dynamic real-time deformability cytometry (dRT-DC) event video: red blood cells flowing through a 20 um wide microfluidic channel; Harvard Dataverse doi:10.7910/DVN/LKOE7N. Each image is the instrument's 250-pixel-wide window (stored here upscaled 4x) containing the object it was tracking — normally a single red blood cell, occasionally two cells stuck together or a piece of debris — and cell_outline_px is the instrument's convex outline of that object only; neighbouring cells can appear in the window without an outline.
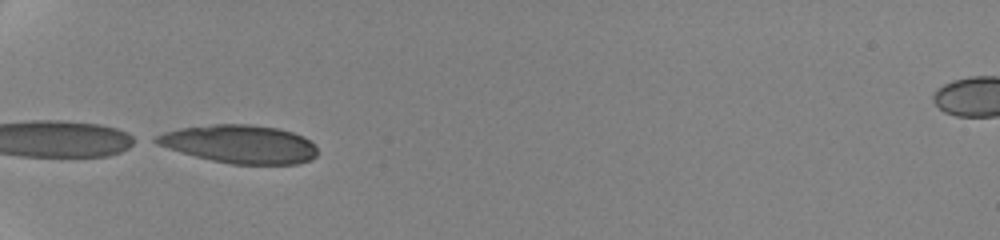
{"species": "human", "species_latin": "Homo sapiens", "temperature_condition": "cold", "stored_images_in_passage": 7, "camera_frame_rate_fps": 3000, "um_per_image_px": 0.085, "donor": {"sex": "female"}, "frame": {"image": 1, "passage_image": 4, "time_ms": 3.333, "image_size_px": [1000, 240], "cell_outline_px": [[316, 156], [308, 160], [296, 164], [232, 164], [212, 160], [180, 152], [156, 144], [148, 140], [164, 132], [180, 128], [212, 124], [252, 124], [276, 128], [292, 132], [304, 136], [316, 144]], "centroid_in_image_um": [20.36, 12.24], "position_along_channel_um": 64.6, "area_um2": 36.01}}
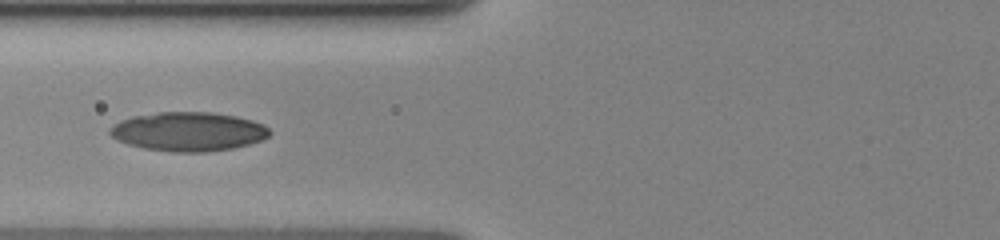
{"frame": {"image": 2, "passage_image": 6, "time_ms": 5.0, "image_size_px": [1000, 240], "cell_outline_px": [[272, 132], [268, 136], [260, 140], [248, 144], [232, 148], [208, 152], [172, 152], [144, 148], [128, 144], [116, 140], [108, 132], [108, 128], [120, 120], [132, 116], [156, 112], [212, 112], [236, 116], [252, 120], [264, 124]], "centroid_in_image_um": [15.98, 11.18], "position_along_channel_um": 109.8, "area_um2": 36.53}}